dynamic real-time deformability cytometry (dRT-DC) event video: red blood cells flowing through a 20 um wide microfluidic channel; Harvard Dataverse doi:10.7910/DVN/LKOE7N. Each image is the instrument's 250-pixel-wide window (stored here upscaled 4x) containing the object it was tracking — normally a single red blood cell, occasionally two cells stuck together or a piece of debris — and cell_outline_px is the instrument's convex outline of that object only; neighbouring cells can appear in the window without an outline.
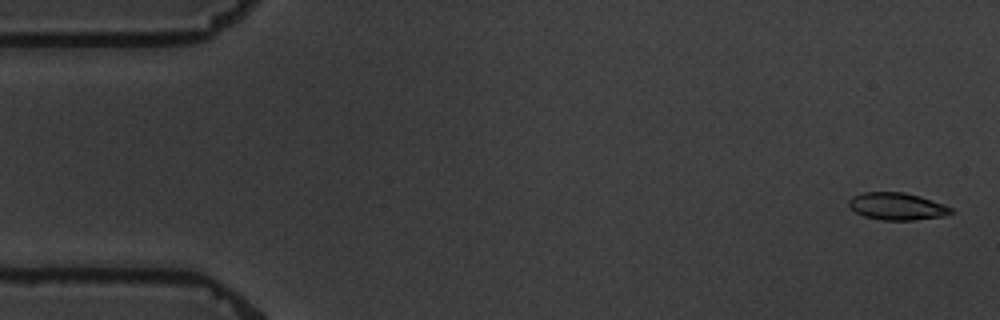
{"species": "common noctule bat (a hibernating species)", "species_latin": "Nyctalus noctula", "temperature_condition": "warm", "stored_images_in_passage": 6, "camera_frame_rate_fps": 3000, "um_per_image_px": 0.085, "animal": {"sex": "male", "body_mass_g": 19.5, "forearm_length_mm": 54.6}, "frame": {"image": 1, "passage_image": 1, "time_ms": 0.0, "image_size_px": [1000, 320], "cell_outline_px": [[956, 212], [944, 216], [912, 220], [880, 220], [864, 216], [856, 212], [848, 204], [848, 200], [852, 196], [864, 192], [904, 192], [920, 196], [944, 204], [952, 208]], "centroid_in_image_um": [76.27, 17.54], "position_along_channel_um": 8.7, "area_um2": 16.3}}